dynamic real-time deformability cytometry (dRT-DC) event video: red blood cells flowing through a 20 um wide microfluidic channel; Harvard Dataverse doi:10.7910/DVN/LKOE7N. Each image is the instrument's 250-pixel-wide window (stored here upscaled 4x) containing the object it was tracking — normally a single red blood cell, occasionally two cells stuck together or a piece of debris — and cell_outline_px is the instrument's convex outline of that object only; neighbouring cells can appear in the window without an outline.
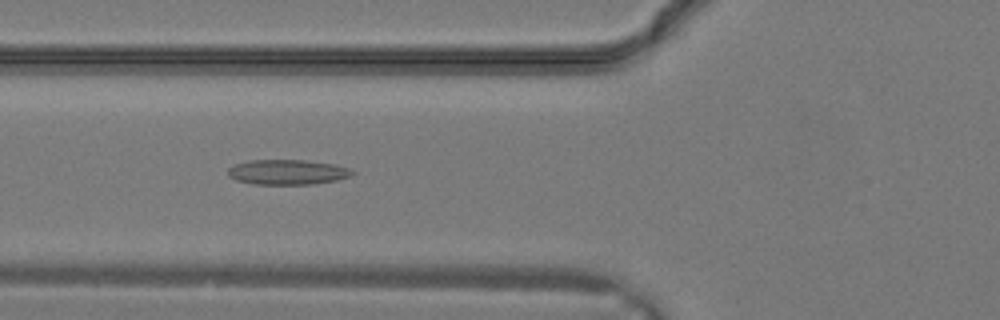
{"species": "common noctule bat (a hibernating species)", "species_latin": "Nyctalus noctula", "temperature_condition": "warm", "stored_images_in_passage": 23, "camera_frame_rate_fps": 3000, "um_per_image_px": 0.085, "animal": {"sex": "male", "body_mass_g": 19.2, "forearm_length_mm": 51.8}, "frame": {"image": 1, "passage_image": 12, "time_ms": 3.667, "image_size_px": [1000, 320], "cell_outline_px": [[356, 172], [352, 176], [336, 180], [312, 184], [252, 184], [236, 180], [228, 176], [228, 168], [232, 164], [248, 160], [304, 160], [336, 164], [348, 168]], "centroid_in_image_um": [24.41, 14.62], "position_along_channel_um": 101.4, "area_um2": 18.32}}
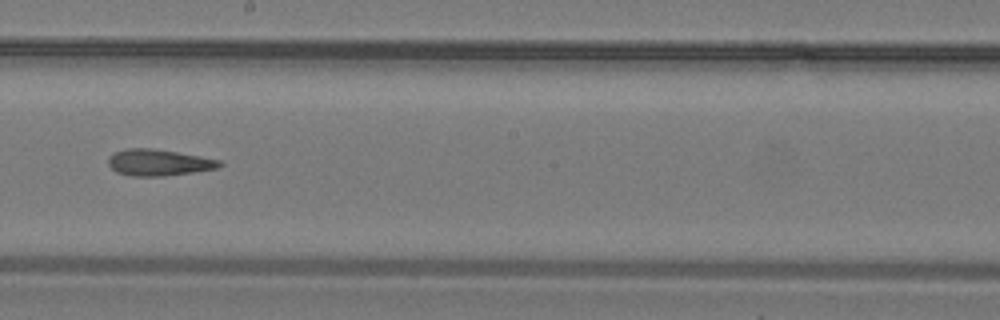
{"frame": {"image": 2, "passage_image": 18, "time_ms": 5.667, "image_size_px": [1000, 320], "cell_outline_px": [[224, 164], [216, 168], [192, 172], [164, 176], [132, 176], [116, 172], [108, 164], [108, 156], [124, 148], [152, 148], [200, 156], [220, 160]], "centroid_in_image_um": [13.46, 13.81], "position_along_channel_um": 234.7, "area_um2": 17.05}}
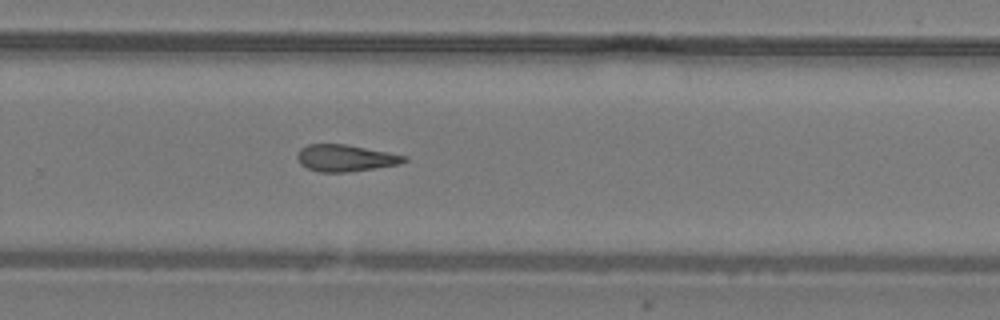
{"frame": {"image": 3, "passage_image": 21, "time_ms": 6.667, "image_size_px": [1000, 320], "cell_outline_px": [[408, 160], [400, 164], [348, 172], [320, 172], [308, 168], [300, 164], [296, 156], [300, 148], [308, 144], [344, 144], [388, 152], [408, 156]], "centroid_in_image_um": [29.36, 13.43], "position_along_channel_um": 300.4, "area_um2": 16.65}}